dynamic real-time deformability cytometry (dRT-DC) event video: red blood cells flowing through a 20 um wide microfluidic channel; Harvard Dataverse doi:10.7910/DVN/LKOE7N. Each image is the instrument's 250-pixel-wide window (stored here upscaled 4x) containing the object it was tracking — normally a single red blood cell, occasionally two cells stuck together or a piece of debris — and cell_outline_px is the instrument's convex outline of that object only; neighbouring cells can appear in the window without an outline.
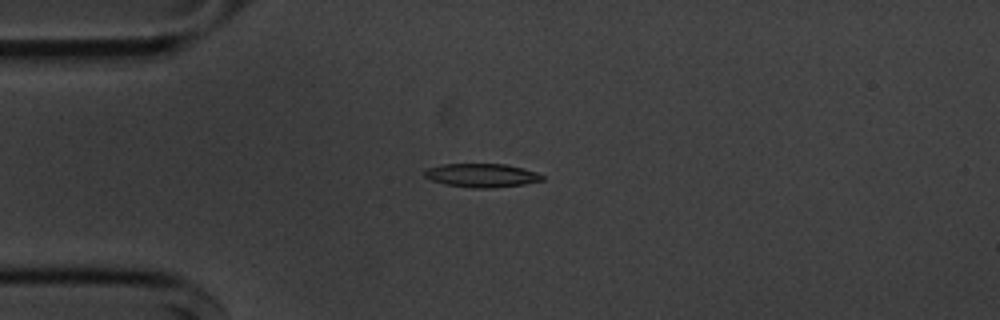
{"species": "common noctule bat (a hibernating species)", "species_latin": "Nyctalus noctula", "temperature_condition": "cold", "stored_images_in_passage": 42, "camera_frame_rate_fps": 3000, "um_per_image_px": 0.085, "animal": {"sex": "male", "body_mass_g": 20.1, "forearm_length_mm": 53.5}, "frame": {"image": 1, "passage_image": 1, "time_ms": 0.0, "image_size_px": [1000, 320], "cell_outline_px": [[544, 180], [524, 184], [492, 188], [476, 188], [444, 184], [432, 180], [424, 176], [424, 172], [428, 168], [444, 164], [504, 164], [524, 168], [536, 172], [544, 176]], "centroid_in_image_um": [40.97, 14.9], "position_along_channel_um": 44.0, "area_um2": 16.13}}
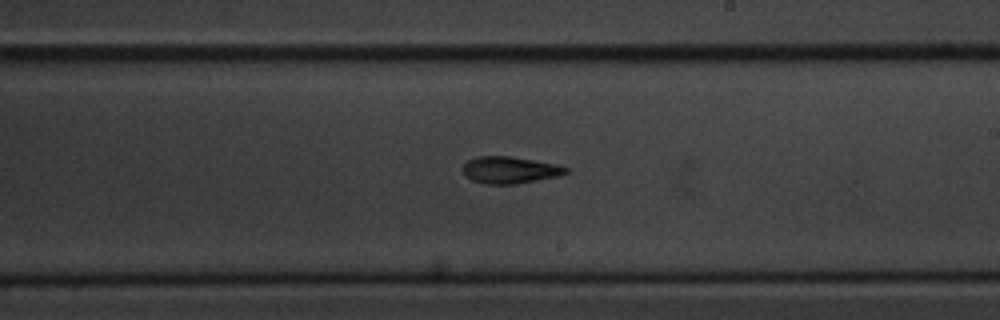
{"frame": {"image": 2, "passage_image": 19, "time_ms": 6.0, "image_size_px": [1000, 320], "cell_outline_px": [[568, 172], [556, 176], [516, 184], [484, 184], [472, 180], [464, 176], [464, 164], [468, 160], [476, 156], [512, 156], [556, 164], [568, 168]], "centroid_in_image_um": [43.3, 14.44], "position_along_channel_um": 245.7, "area_um2": 16.07}}
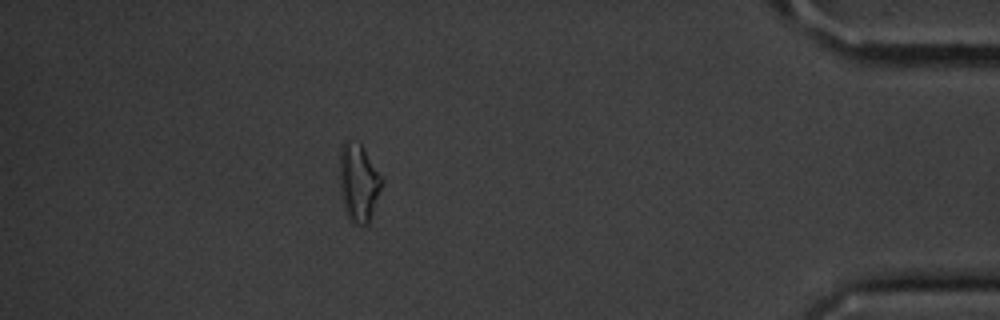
{"frame": {"image": 3, "passage_image": 36, "time_ms": 11.667, "image_size_px": [1000, 320], "cell_outline_px": [[384, 180], [368, 224], [352, 224], [348, 220], [344, 208], [340, 192], [340, 144], [348, 136], [360, 144], [364, 148]], "centroid_in_image_um": [30.45, 15.48], "position_along_channel_um": 404.7, "area_um2": 19.48}, "authors_computed_cell_mechanics": {"area_um2": 16.6175, "velocity_mm_per_s": 3.6433, "shape_relaxation_time_tau1_ms": 5.6952, "shape_relaxation_time_tau2_ms": 4.1964, "deformation_change_tau1": 0.1634, "deformation_change_tau2": 0.1374}}